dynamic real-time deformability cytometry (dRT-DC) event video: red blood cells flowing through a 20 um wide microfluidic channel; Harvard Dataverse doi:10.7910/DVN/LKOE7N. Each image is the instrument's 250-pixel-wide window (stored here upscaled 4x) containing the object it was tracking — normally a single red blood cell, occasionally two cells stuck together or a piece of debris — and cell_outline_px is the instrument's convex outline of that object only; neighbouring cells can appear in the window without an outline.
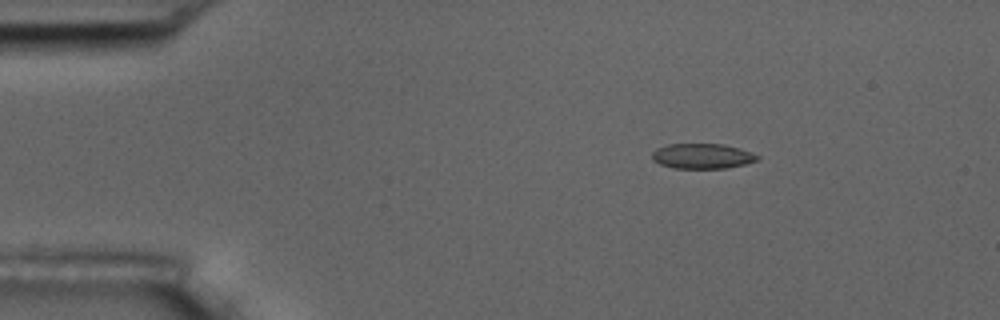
{"species": "common noctule bat (a hibernating species)", "species_latin": "Nyctalus noctula", "temperature_condition": "room temperature", "stored_images_in_passage": 4, "camera_frame_rate_fps": 3000, "um_per_image_px": 0.085, "animal": {"sex": "male", "body_mass_g": 17.5, "forearm_length_mm": 52.3}, "frame": {"image": 1, "passage_image": 1, "time_ms": 0.0, "image_size_px": [1000, 320], "cell_outline_px": [[760, 160], [744, 164], [724, 168], [672, 168], [660, 164], [652, 160], [652, 152], [656, 148], [668, 144], [724, 144], [740, 148], [760, 156]], "centroid_in_image_um": [59.69, 13.26], "position_along_channel_um": 25.3, "area_um2": 15.49}}